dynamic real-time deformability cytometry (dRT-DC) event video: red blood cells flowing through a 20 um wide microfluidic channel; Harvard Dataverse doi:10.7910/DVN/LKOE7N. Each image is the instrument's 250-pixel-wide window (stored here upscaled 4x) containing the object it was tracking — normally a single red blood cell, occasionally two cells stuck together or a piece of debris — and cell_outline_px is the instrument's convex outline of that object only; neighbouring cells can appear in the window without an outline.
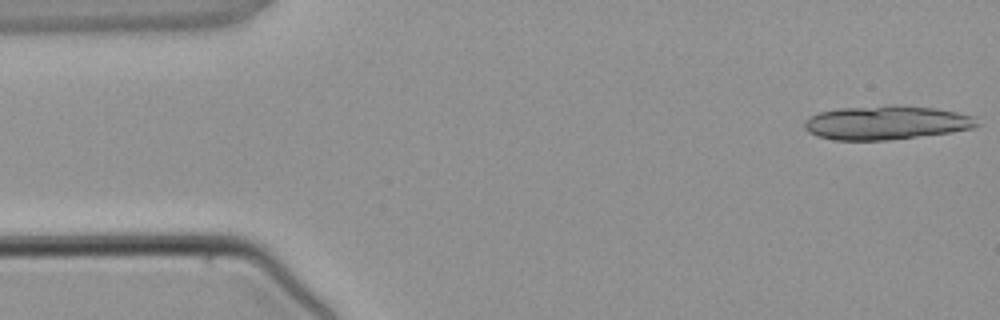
{"species": "common noctule bat (a hibernating species)", "species_latin": "Nyctalus noctula", "temperature_condition": "warm", "stored_images_in_passage": 6, "segment_of_instrument_passage": [1, 2], "camera_frame_rate_fps": 3000, "um_per_image_px": 0.085, "animal": {"sex": "male", "body_mass_g": 21.5, "forearm_length_mm": 52.0}, "frame": {"image": 1, "passage_image": 1, "time_ms": 0.0, "image_size_px": [1000, 320], "cell_outline_px": [[980, 124], [972, 128], [952, 132], [888, 140], [832, 140], [816, 136], [808, 132], [804, 128], [804, 120], [820, 112], [840, 108], [892, 104], [900, 104], [936, 108], [976, 116]], "centroid_in_image_um": [75.35, 10.41], "position_along_channel_um": 9.7, "area_um2": 34.51}}